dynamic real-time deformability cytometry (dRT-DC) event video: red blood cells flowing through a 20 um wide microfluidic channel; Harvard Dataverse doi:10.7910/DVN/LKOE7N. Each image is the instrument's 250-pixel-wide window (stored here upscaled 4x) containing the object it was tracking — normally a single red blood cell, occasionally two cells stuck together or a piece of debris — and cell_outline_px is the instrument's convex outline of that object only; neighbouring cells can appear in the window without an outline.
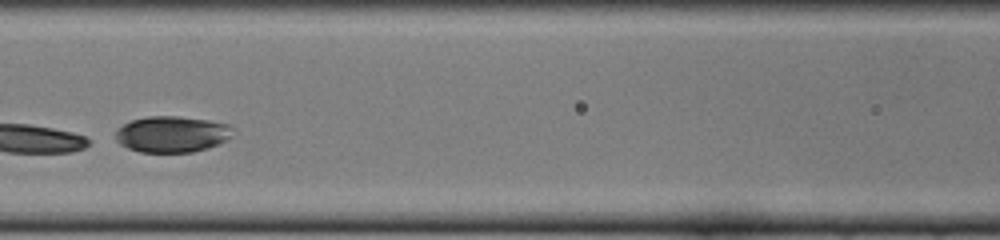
{"species": "common noctule bat (a hibernating species)", "species_latin": "Nyctalus noctula", "temperature_condition": "cold", "stored_images_in_passage": 39, "camera_frame_rate_fps": 3000, "um_per_image_px": 0.085, "animal": {"sex": "female", "body_mass_g": 22.0, "forearm_length_mm": 56.7}, "frame": {"image": 1, "passage_image": 17, "time_ms": 5.333, "image_size_px": [1000, 240], "cell_outline_px": [[232, 128], [228, 136], [224, 140], [208, 148], [192, 152], [140, 152], [128, 148], [120, 144], [116, 140], [116, 132], [124, 124], [132, 120], [148, 116], [176, 116], [208, 120], [228, 124]], "centroid_in_image_um": [14.57, 11.4], "position_along_channel_um": 152.0, "area_um2": 24.33}}
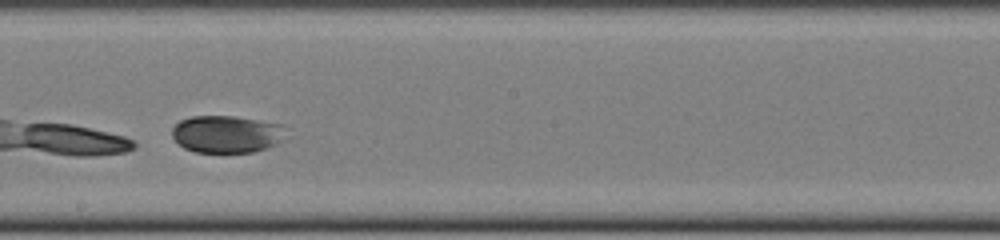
{"frame": {"image": 2, "passage_image": 23, "time_ms": 7.333, "image_size_px": [1000, 240], "cell_outline_px": [[284, 124], [280, 140], [276, 144], [252, 152], [196, 152], [184, 148], [172, 136], [172, 128], [180, 120], [192, 116], [232, 116]], "centroid_in_image_um": [19.21, 11.39], "position_along_channel_um": 229.0, "area_um2": 24.39}}
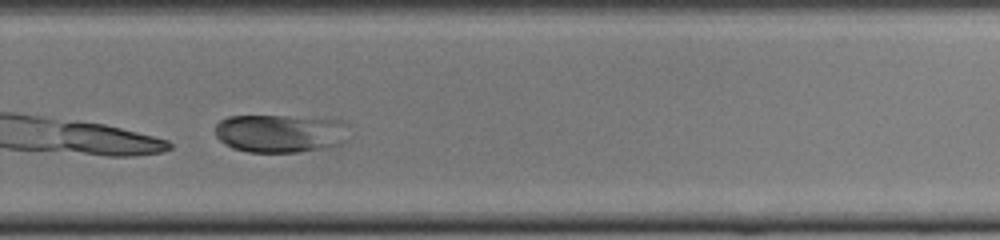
{"frame": {"image": 3, "passage_image": 29, "time_ms": 9.333, "image_size_px": [1000, 240], "cell_outline_px": [[348, 140], [332, 148], [300, 152], [248, 152], [232, 148], [224, 144], [216, 136], [216, 124], [220, 120], [228, 116], [284, 116], [340, 120], [348, 124]], "centroid_in_image_um": [23.87, 11.35], "position_along_channel_um": 305.9, "area_um2": 30.23}}